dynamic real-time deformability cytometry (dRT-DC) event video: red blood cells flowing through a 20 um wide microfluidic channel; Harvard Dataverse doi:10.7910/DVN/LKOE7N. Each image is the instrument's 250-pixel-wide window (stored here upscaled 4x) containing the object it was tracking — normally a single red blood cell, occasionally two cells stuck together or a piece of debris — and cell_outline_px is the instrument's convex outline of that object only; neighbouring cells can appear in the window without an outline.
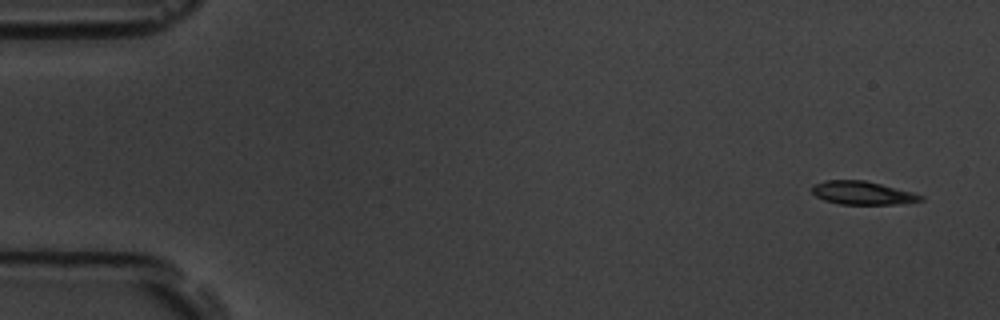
{"species": "common noctule bat (a hibernating species)", "species_latin": "Nyctalus noctula", "temperature_condition": "room temperature", "stored_images_in_passage": 5, "camera_frame_rate_fps": 3000, "um_per_image_px": 0.085, "animal": {"sex": "male", "body_mass_g": 19.5, "forearm_length_mm": 54.6}, "frame": {"image": 1, "passage_image": 1, "time_ms": 0.0, "image_size_px": [1000, 320], "cell_outline_px": [[924, 200], [900, 204], [840, 204], [824, 200], [816, 196], [812, 192], [812, 184], [824, 180], [864, 180], [912, 192], [924, 196]], "centroid_in_image_um": [73.29, 16.4], "position_along_channel_um": 11.7, "area_um2": 14.74}}
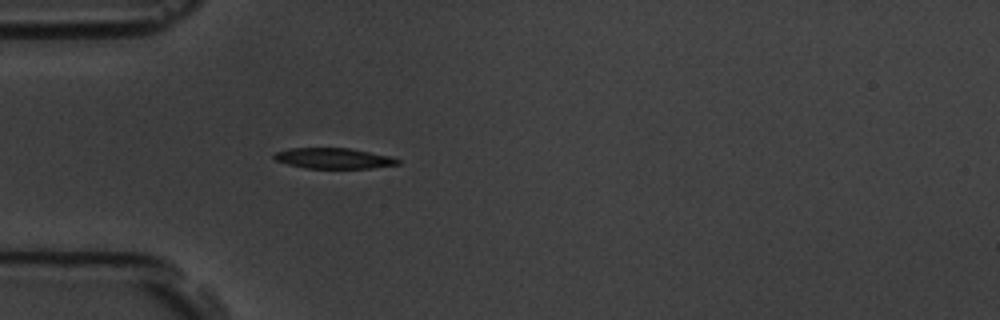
{"frame": {"image": 2, "passage_image": 5, "time_ms": 4.667, "image_size_px": [1000, 320], "cell_outline_px": [[400, 164], [372, 168], [308, 168], [288, 164], [276, 160], [272, 156], [276, 152], [288, 148], [348, 148], [388, 156], [400, 160]], "centroid_in_image_um": [28.34, 13.46], "position_along_channel_um": 56.7, "area_um2": 14.62}}